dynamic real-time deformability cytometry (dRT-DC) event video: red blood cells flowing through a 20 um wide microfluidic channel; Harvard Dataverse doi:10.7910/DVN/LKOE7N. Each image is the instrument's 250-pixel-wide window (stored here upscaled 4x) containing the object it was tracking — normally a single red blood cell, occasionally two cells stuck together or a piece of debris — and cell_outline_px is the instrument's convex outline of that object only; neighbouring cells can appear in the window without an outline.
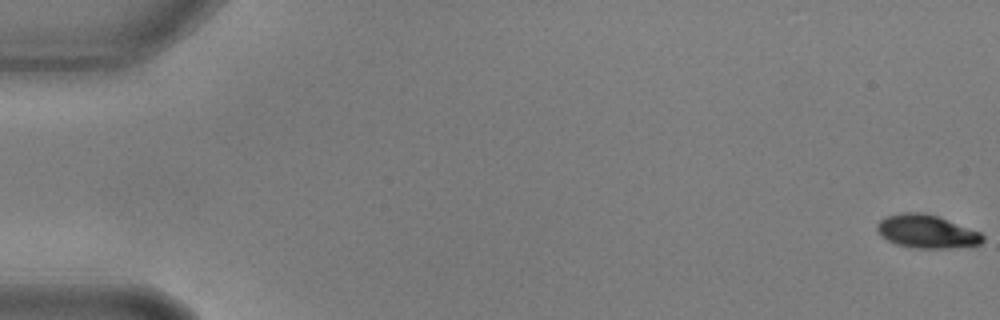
{"species": "common noctule bat (a hibernating species)", "species_latin": "Nyctalus noctula", "temperature_condition": "warm", "stored_images_in_passage": 17, "camera_frame_rate_fps": 3000, "um_per_image_px": 0.085, "animal": {"sex": "male", "body_mass_g": 17.9, "forearm_length_mm": 54.2}, "frame": {"image": 1, "passage_image": 1, "time_ms": 0.0, "image_size_px": [1000, 320], "cell_outline_px": [[984, 240], [980, 244], [948, 248], [912, 248], [896, 244], [880, 236], [876, 228], [876, 224], [880, 220], [888, 216], [900, 212], [924, 212], [940, 216], [980, 232], [984, 236]], "centroid_in_image_um": [78.75, 19.66], "position_along_channel_um": 6.2, "area_um2": 20.69}}